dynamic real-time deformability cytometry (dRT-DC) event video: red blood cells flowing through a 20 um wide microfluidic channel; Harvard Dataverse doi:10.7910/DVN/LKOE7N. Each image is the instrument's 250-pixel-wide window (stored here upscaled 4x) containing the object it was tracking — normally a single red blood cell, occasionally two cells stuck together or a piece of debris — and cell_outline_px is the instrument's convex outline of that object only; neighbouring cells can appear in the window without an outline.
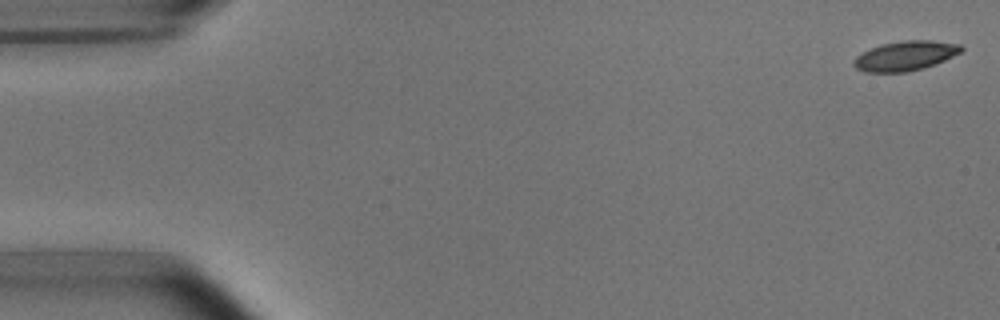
{"species": "common noctule bat (a hibernating species)", "species_latin": "Nyctalus noctula", "temperature_condition": "room temperature", "stored_images_in_passage": 53, "segment_of_instrument_passage": [1, 2], "camera_frame_rate_fps": 3000, "um_per_image_px": 0.085, "animal": {"sex": "male", "body_mass_g": 15.6}, "frame": {"image": 1, "passage_image": 1, "time_ms": 0.0, "image_size_px": [1000, 320], "cell_outline_px": [[964, 48], [960, 52], [936, 64], [924, 68], [908, 72], [864, 72], [856, 68], [852, 64], [852, 60], [856, 56], [880, 44], [904, 40], [932, 40], [960, 44]], "centroid_in_image_um": [76.94, 4.75], "position_along_channel_um": 8.1, "area_um2": 18.61}}
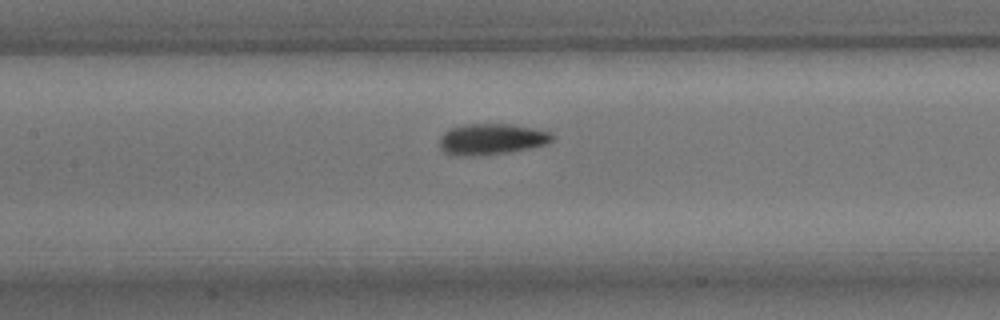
{"frame": {"image": 2, "passage_image": 24, "time_ms": 7.667, "image_size_px": [1000, 320], "cell_outline_px": [[552, 140], [548, 144], [508, 152], [468, 156], [452, 156], [444, 152], [440, 148], [440, 136], [444, 132], [452, 128], [464, 124], [512, 124], [532, 128], [548, 132], [552, 136]], "centroid_in_image_um": [41.72, 11.83], "position_along_channel_um": 165.7, "area_um2": 20.23}}
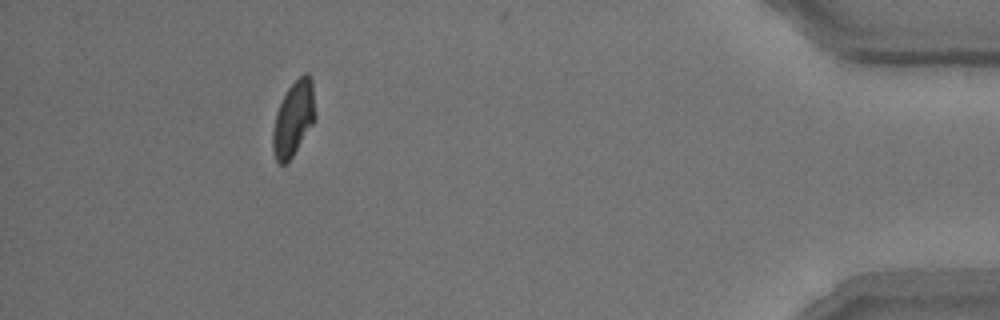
{"frame": {"image": 3, "passage_image": 48, "time_ms": 15.667, "image_size_px": [1000, 320], "cell_outline_px": [[316, 120], [288, 164], [280, 164], [276, 160], [272, 148], [272, 132], [276, 112], [288, 88], [304, 72], [308, 72], [312, 80], [316, 116]], "centroid_in_image_um": [24.96, 10.11], "position_along_channel_um": 410.2, "area_um2": 18.79}}